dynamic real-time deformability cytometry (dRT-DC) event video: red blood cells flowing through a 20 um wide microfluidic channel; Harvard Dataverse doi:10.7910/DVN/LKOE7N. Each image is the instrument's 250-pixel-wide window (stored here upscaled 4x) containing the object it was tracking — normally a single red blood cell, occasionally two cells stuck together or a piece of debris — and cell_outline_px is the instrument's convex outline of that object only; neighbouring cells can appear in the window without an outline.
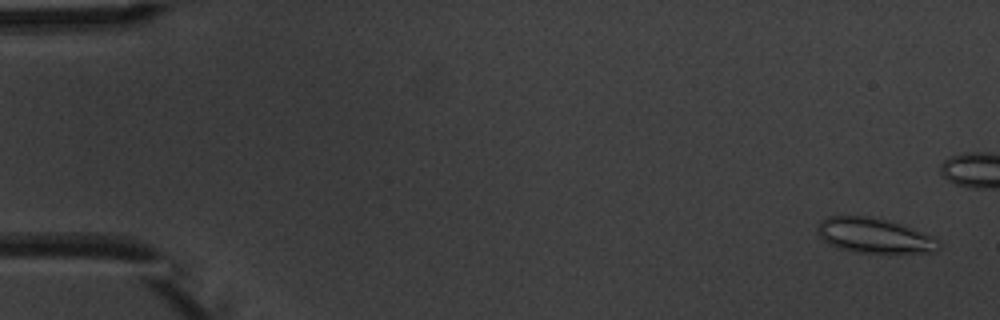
{"species": "common noctule bat (a hibernating species)", "species_latin": "Nyctalus noctula", "temperature_condition": "warm", "stored_images_in_passage": 6, "camera_frame_rate_fps": 3000, "um_per_image_px": 0.085, "animal": {"sex": "male", "body_mass_g": 20.1, "forearm_length_mm": 53.5}, "frame": {"image": 1, "passage_image": 1, "time_ms": 0.0, "image_size_px": [1000, 320], "cell_outline_px": [[940, 248], [932, 252], [888, 256], [852, 252], [828, 244], [816, 232], [816, 228], [820, 220], [828, 216], [872, 216], [904, 224], [932, 236], [940, 240]], "centroid_in_image_um": [74.37, 20.07], "position_along_channel_um": 10.6, "area_um2": 26.01}}